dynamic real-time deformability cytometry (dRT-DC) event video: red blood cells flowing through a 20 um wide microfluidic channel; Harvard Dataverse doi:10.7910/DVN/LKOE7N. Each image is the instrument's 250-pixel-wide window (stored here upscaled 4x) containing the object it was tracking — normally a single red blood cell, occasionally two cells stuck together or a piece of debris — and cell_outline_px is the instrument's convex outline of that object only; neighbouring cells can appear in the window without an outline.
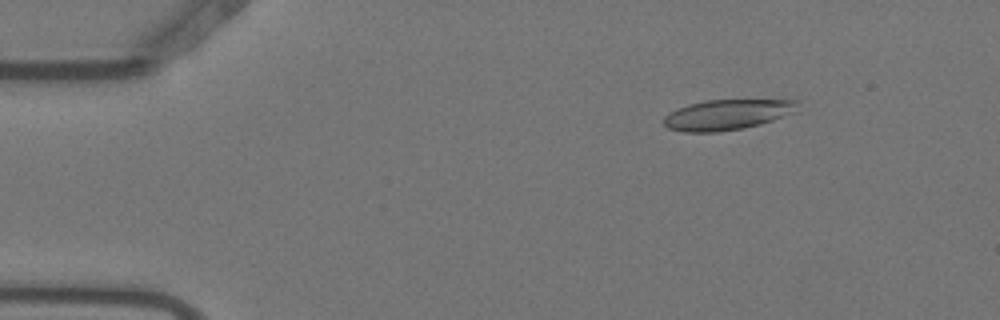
{"species": "Egyptian fruit bat (a non-hibernating species)", "species_latin": "Rousettus aegyptiacus", "temperature_condition": "warm", "stored_images_in_passage": 5, "camera_frame_rate_fps": 3000, "um_per_image_px": 0.085, "animal": {"sex": "female"}, "frame": {"image": 1, "passage_image": 2, "time_ms": 0.333, "image_size_px": [1000, 320], "cell_outline_px": [[800, 100], [796, 112], [760, 124], [744, 128], [720, 132], [684, 132], [668, 128], [664, 124], [664, 116], [688, 104], [704, 100]], "centroid_in_image_um": [61.83, 9.75], "position_along_channel_um": 23.2, "area_um2": 23.64}}
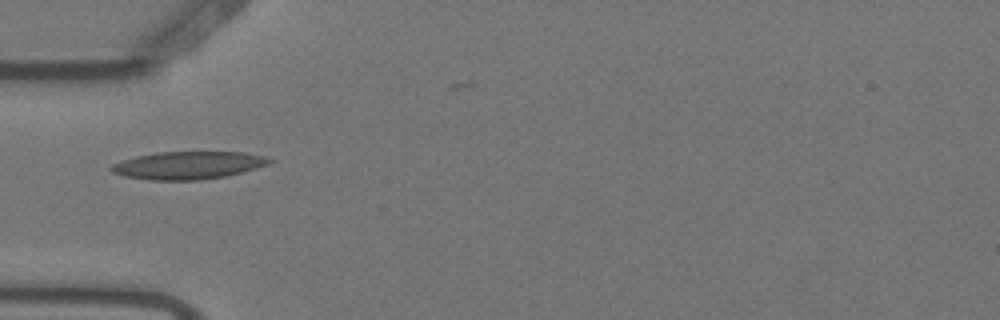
{"frame": {"image": 2, "passage_image": 4, "time_ms": 1.0, "image_size_px": [1000, 320], "cell_outline_px": [[276, 160], [268, 164], [240, 172], [224, 176], [196, 180], [148, 180], [124, 176], [112, 172], [108, 168], [112, 164], [120, 160], [136, 156], [156, 152], [244, 152], [264, 156]], "centroid_in_image_um": [15.94, 14.04], "position_along_channel_um": 69.1, "area_um2": 25.49}}
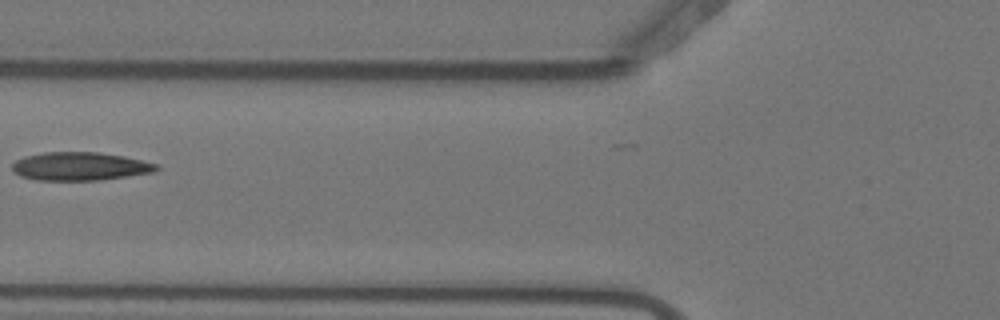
{"frame": {"image": 3, "passage_image": 5, "time_ms": 1.333, "image_size_px": [1000, 320], "cell_outline_px": [[160, 168], [156, 172], [100, 180], [36, 180], [20, 176], [12, 168], [12, 164], [16, 160], [24, 156], [44, 152], [100, 152], [124, 156], [156, 164]], "centroid_in_image_um": [6.8, 14.13], "position_along_channel_um": 119.0, "area_um2": 23.81}}